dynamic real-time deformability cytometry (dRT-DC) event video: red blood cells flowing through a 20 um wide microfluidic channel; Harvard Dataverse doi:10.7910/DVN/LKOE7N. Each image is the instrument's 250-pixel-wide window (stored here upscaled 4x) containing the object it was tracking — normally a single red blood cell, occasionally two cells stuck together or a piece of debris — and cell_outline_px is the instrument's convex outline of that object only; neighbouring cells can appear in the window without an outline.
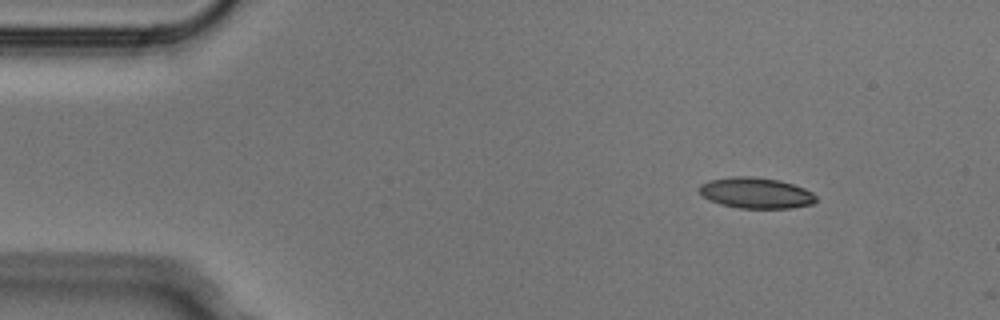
{"species": "Egyptian fruit bat (a non-hibernating species)", "species_latin": "Rousettus aegyptiacus", "temperature_condition": "cold", "stored_images_in_passage": 2, "camera_frame_rate_fps": 3000, "um_per_image_px": 0.085, "animal": {"sex": "male"}, "frame": {"image": 1, "passage_image": 1, "time_ms": 0.0, "image_size_px": [1000, 320], "cell_outline_px": [[816, 200], [812, 204], [792, 208], [740, 208], [720, 204], [704, 196], [700, 192], [700, 184], [708, 180], [732, 176], [748, 176], [780, 180], [804, 188], [812, 192], [816, 196]], "centroid_in_image_um": [64.27, 16.39], "position_along_channel_um": 20.7, "area_um2": 20.87}}